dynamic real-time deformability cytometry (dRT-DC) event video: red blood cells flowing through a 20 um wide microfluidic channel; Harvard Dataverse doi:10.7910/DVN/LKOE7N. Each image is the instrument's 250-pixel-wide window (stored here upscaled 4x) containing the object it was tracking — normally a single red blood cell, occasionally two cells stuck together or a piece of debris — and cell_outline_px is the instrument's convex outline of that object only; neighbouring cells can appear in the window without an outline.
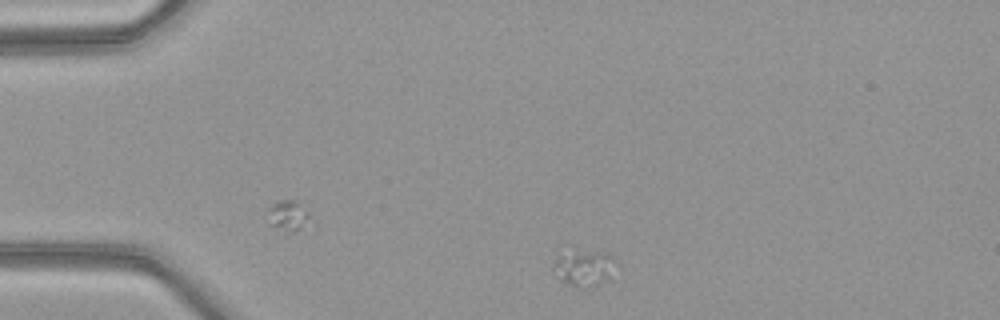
{"species": "common noctule bat (a hibernating species)", "species_latin": "Nyctalus noctula", "temperature_condition": "warm", "stored_images_in_passage": 27, "camera_frame_rate_fps": 3000, "um_per_image_px": 0.085, "animal": {"sex": "female", "body_mass_g": 21.9}, "frame": {"image": 1, "passage_image": 1, "time_ms": 0.0, "image_size_px": [1000, 320], "cell_outline_px": [[620, 264], [608, 280], [576, 284], [568, 284], [560, 280], [552, 272], [552, 264], [556, 256], [576, 248], [604, 252], [612, 256]], "centroid_in_image_um": [49.64, 22.65], "position_along_channel_um": 35.4, "area_um2": 13.24}}